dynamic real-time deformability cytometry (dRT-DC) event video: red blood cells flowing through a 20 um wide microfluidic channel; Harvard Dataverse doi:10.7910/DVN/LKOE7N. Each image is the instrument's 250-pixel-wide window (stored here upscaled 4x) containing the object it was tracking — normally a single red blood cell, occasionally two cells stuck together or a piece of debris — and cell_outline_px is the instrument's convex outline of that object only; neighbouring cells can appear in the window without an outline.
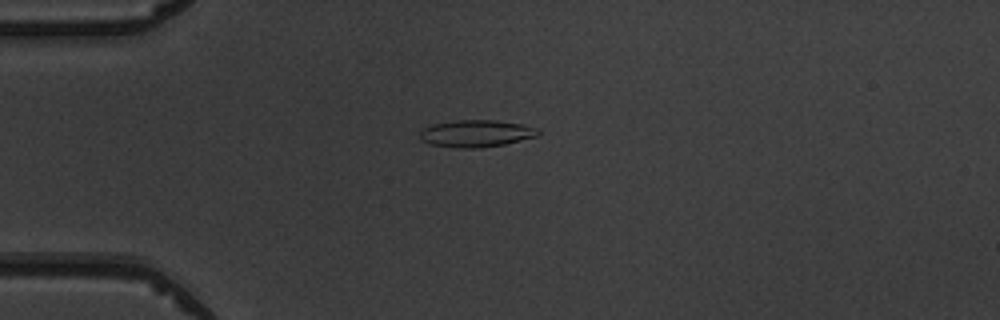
{"species": "common noctule bat (a hibernating species)", "species_latin": "Nyctalus noctula", "temperature_condition": "warm", "stored_images_in_passage": 4, "camera_frame_rate_fps": 3000, "um_per_image_px": 0.085, "animal": {"sex": "male", "body_mass_g": 19.5, "forearm_length_mm": 54.6}, "frame": {"image": 1, "passage_image": 2, "time_ms": 1.0, "image_size_px": [1000, 320], "cell_outline_px": [[540, 132], [536, 136], [504, 144], [480, 148], [460, 148], [432, 144], [420, 140], [420, 132], [424, 128], [432, 124], [456, 120], [496, 120], [524, 124], [540, 128]], "centroid_in_image_um": [40.5, 11.33], "position_along_channel_um": 44.5, "area_um2": 18.67}}
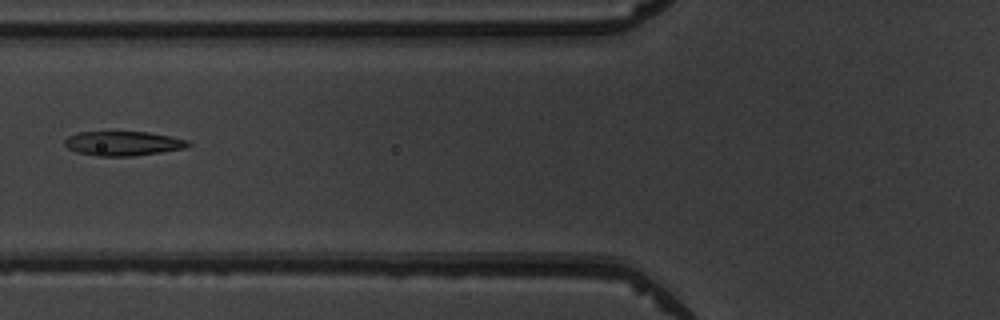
{"frame": {"image": 2, "passage_image": 4, "time_ms": 3.333, "image_size_px": [1000, 320], "cell_outline_px": [[192, 144], [184, 148], [136, 156], [96, 156], [76, 152], [68, 148], [64, 144], [64, 140], [68, 136], [76, 132], [148, 132], [172, 136], [188, 140]], "centroid_in_image_um": [10.45, 12.19], "position_along_channel_um": 115.3, "area_um2": 17.69}}